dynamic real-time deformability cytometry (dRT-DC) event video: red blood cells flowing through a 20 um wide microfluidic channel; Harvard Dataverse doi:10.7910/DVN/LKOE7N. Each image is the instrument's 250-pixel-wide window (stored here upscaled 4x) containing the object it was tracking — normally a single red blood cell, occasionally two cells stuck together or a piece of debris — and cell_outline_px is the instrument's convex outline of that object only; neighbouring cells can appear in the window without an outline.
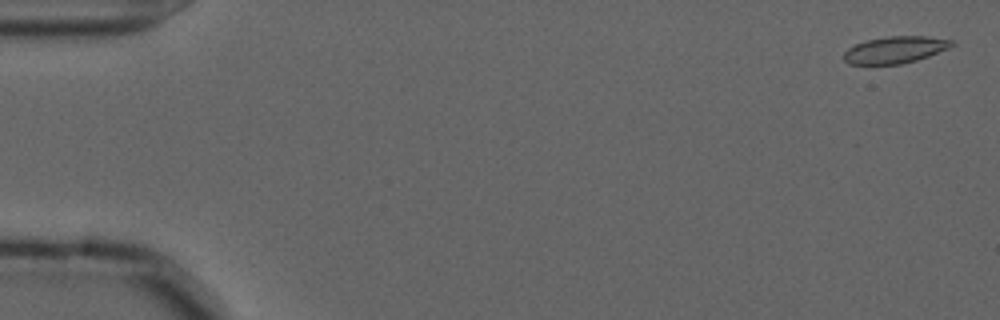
{"species": "common noctule bat (a hibernating species)", "species_latin": "Nyctalus noctula", "temperature_condition": "cold", "stored_images_in_passage": 57, "camera_frame_rate_fps": 3000, "um_per_image_px": 0.085, "animal": {"sex": "male", "forearm_length_mm": 52.5}, "frame": {"image": 1, "passage_image": 2, "time_ms": 0.333, "image_size_px": [1000, 320], "cell_outline_px": [[956, 44], [948, 48], [928, 56], [916, 60], [900, 64], [848, 64], [844, 60], [844, 52], [848, 48], [856, 44], [868, 40], [888, 36], [928, 36], [952, 40]], "centroid_in_image_um": [76.09, 4.23], "position_along_channel_um": 8.9, "area_um2": 16.76}}
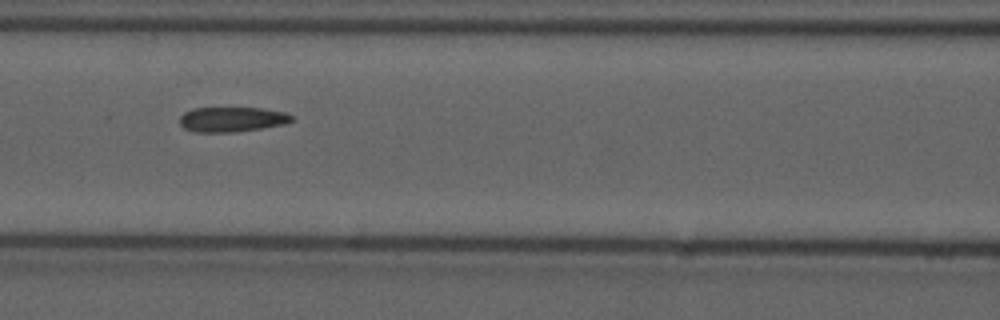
{"frame": {"image": 2, "passage_image": 25, "time_ms": 8.0, "image_size_px": [1000, 320], "cell_outline_px": [[296, 120], [288, 124], [236, 132], [192, 132], [184, 128], [180, 124], [180, 116], [184, 112], [192, 108], [260, 108], [284, 112], [296, 116]], "centroid_in_image_um": [19.77, 10.15], "position_along_channel_um": 146.8, "area_um2": 16.59}}
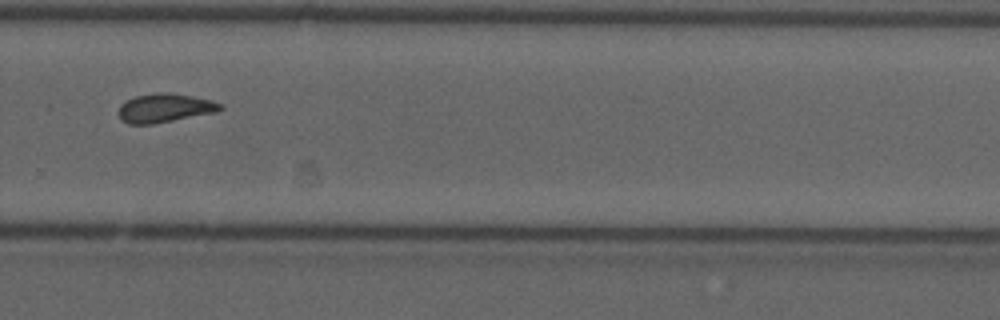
{"frame": {"image": 3, "passage_image": 39, "time_ms": 12.667, "image_size_px": [1000, 320], "cell_outline_px": [[224, 108], [216, 112], [152, 124], [128, 124], [120, 120], [120, 104], [136, 96], [160, 92], [168, 92], [192, 96], [212, 100], [224, 104]], "centroid_in_image_um": [14.04, 9.18], "position_along_channel_um": 315.8, "area_um2": 16.99}}